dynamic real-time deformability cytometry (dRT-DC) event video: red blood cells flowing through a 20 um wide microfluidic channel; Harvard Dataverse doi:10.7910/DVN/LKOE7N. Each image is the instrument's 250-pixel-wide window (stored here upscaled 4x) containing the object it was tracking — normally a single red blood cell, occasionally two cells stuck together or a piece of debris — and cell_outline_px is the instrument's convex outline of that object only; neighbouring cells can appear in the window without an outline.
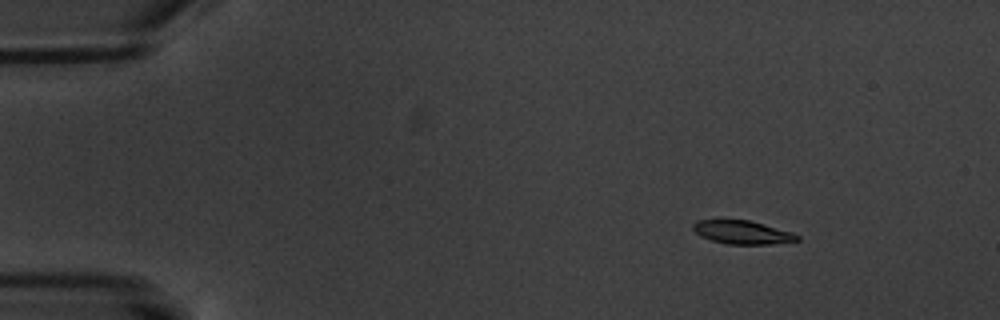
{"species": "common noctule bat (a hibernating species)", "species_latin": "Nyctalus noctula", "temperature_condition": "warm", "stored_images_in_passage": 3, "camera_frame_rate_fps": 3000, "um_per_image_px": 0.085, "animal": {"sex": "male", "body_mass_g": 20.1, "forearm_length_mm": 53.5}, "frame": {"image": 1, "passage_image": 1, "time_ms": 0.0, "image_size_px": [1000, 320], "cell_outline_px": [[800, 240], [772, 244], [728, 244], [712, 240], [700, 236], [692, 228], [692, 224], [696, 220], [748, 220], [764, 224], [792, 232], [800, 236]], "centroid_in_image_um": [63.1, 19.74], "position_along_channel_um": 21.9, "area_um2": 14.16}}
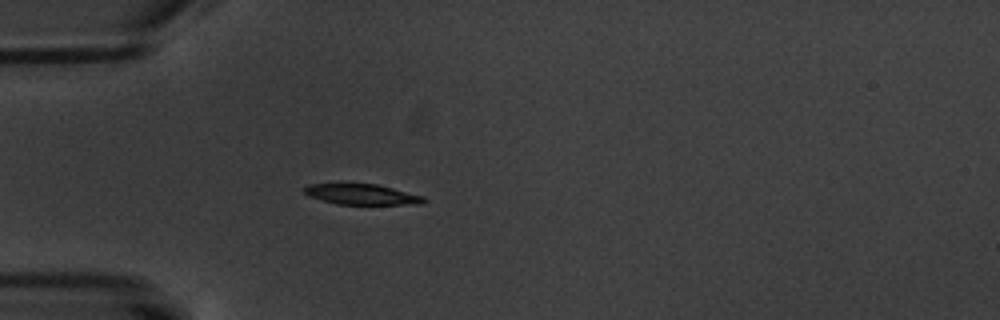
{"frame": {"image": 2, "passage_image": 3, "time_ms": 3.333, "image_size_px": [1000, 320], "cell_outline_px": [[428, 200], [424, 204], [336, 204], [308, 196], [300, 188], [308, 184], [340, 180], [344, 180], [376, 184], [424, 196]], "centroid_in_image_um": [30.63, 16.46], "position_along_channel_um": 54.4, "area_um2": 15.37}}